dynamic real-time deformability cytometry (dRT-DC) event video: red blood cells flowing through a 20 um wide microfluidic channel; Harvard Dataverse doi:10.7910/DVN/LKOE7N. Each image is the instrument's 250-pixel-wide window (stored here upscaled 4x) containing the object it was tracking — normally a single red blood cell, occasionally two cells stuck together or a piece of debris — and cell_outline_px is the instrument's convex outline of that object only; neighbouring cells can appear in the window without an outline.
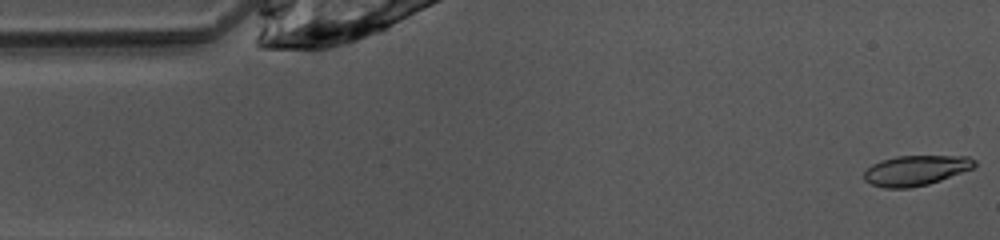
{"species": "common noctule bat (a hibernating species)", "species_latin": "Nyctalus noctula", "temperature_condition": "warm", "stored_images_in_passage": 47, "camera_frame_rate_fps": 3000, "um_per_image_px": 0.085, "animal": {"sex": "female", "body_mass_g": 10.0, "forearm_length_mm": 53.1}, "frame": {"image": 1, "passage_image": 1, "time_ms": 0.0, "image_size_px": [1000, 240], "cell_outline_px": [[976, 164], [972, 168], [940, 180], [928, 184], [908, 188], [884, 188], [872, 184], [864, 180], [864, 172], [872, 164], [880, 160], [896, 156], [968, 156], [976, 160]], "centroid_in_image_um": [77.82, 14.48], "position_along_channel_um": 7.2, "area_um2": 19.31}}
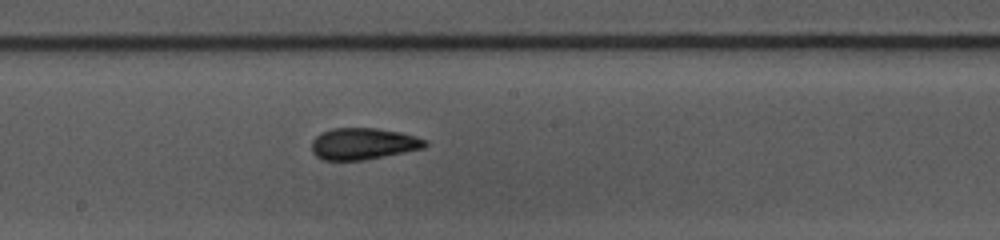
{"frame": {"image": 2, "passage_image": 24, "time_ms": 7.667, "image_size_px": [1000, 240], "cell_outline_px": [[428, 144], [424, 148], [364, 160], [324, 160], [316, 156], [312, 152], [312, 140], [320, 132], [332, 128], [376, 128], [400, 132], [428, 140]], "centroid_in_image_um": [30.86, 12.21], "position_along_channel_um": 217.3, "area_um2": 20.92}}
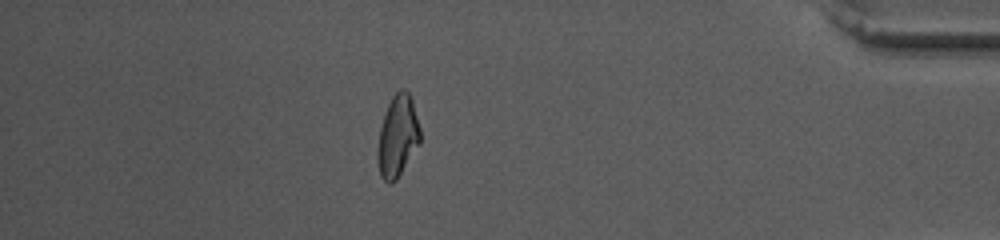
{"frame": {"image": 3, "passage_image": 41, "time_ms": 13.333, "image_size_px": [1000, 240], "cell_outline_px": [[420, 144], [396, 180], [392, 184], [388, 184], [380, 176], [376, 156], [376, 152], [380, 128], [388, 104], [392, 96], [400, 88], [404, 88], [408, 92], [412, 100], [420, 128]], "centroid_in_image_um": [33.79, 11.6], "position_along_channel_um": 401.4, "area_um2": 20.4}, "authors_computed_cell_mechanics": {"area_um2": 20.3456, "velocity_mm_per_s": 4.0851, "shape_relaxation_time_tau1_ms": 8.0431, "shape_relaxation_time_tau2_ms": 1.8632, "deformation_change_tau1": 0.1981, "deformation_change_tau2": 0.0751}}